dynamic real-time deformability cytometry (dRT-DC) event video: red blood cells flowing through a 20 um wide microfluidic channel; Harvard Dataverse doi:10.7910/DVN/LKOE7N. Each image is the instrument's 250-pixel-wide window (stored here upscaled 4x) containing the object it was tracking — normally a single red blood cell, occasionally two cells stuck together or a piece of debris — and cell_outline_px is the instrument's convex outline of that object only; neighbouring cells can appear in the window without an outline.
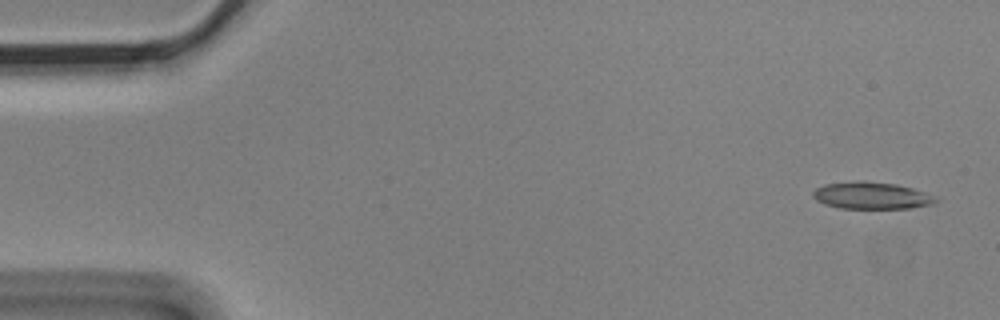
{"species": "Egyptian fruit bat (a non-hibernating species)", "species_latin": "Rousettus aegyptiacus", "temperature_condition": "cold", "stored_images_in_passage": 4, "camera_frame_rate_fps": 3000, "um_per_image_px": 0.085, "animal": {"sex": "male"}, "frame": {"image": 1, "passage_image": 1, "time_ms": 0.0, "image_size_px": [1000, 320], "cell_outline_px": [[940, 200], [936, 204], [912, 208], [840, 208], [824, 204], [816, 200], [812, 196], [812, 192], [816, 188], [824, 184], [856, 180], [864, 180], [896, 184], [912, 188], [936, 196]], "centroid_in_image_um": [74.1, 16.61], "position_along_channel_um": 10.9, "area_um2": 19.65}}
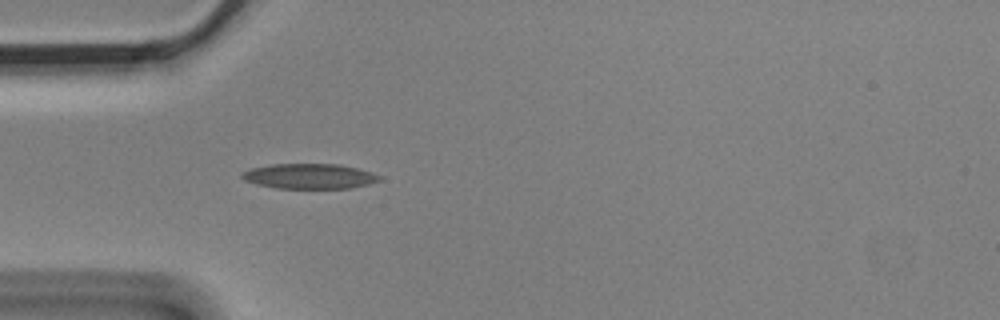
{"frame": {"image": 2, "passage_image": 4, "time_ms": 1.0, "image_size_px": [1000, 320], "cell_outline_px": [[380, 180], [368, 184], [352, 188], [276, 188], [256, 184], [244, 180], [240, 176], [240, 172], [252, 168], [272, 164], [340, 164], [372, 172], [380, 176]], "centroid_in_image_um": [26.27, 14.97], "position_along_channel_um": 58.7, "area_um2": 20.11}}